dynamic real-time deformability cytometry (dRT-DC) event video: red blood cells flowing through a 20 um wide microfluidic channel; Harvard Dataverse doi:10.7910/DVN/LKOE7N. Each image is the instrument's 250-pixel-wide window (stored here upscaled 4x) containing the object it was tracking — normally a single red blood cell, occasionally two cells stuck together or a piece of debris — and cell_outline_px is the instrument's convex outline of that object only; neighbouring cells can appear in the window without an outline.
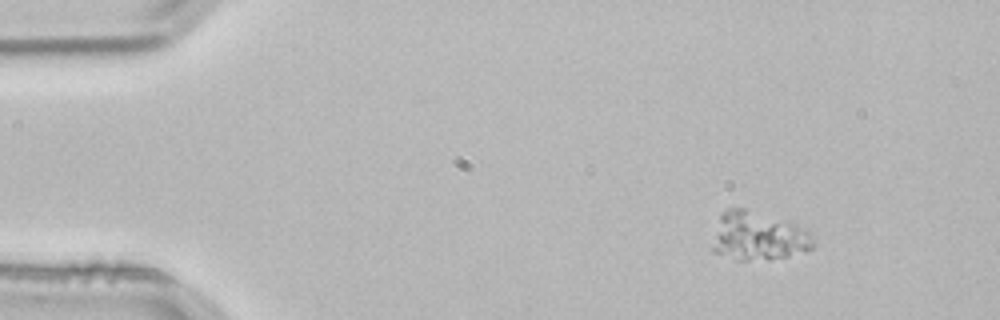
{"species": "common noctule bat (a hibernating species)", "species_latin": "Nyctalus noctula", "temperature_condition": "room temperature", "stored_images_in_passage": 2, "camera_frame_rate_fps": 3000, "um_per_image_px": 0.085, "animal": {"sex": "male", "body_mass_g": 21.5, "forearm_length_mm": 52.0}, "frame": {"image": 1, "passage_image": 1, "time_ms": 0.0, "image_size_px": [1000, 320], "cell_outline_px": [[812, 248], [804, 252], [788, 256], [768, 260], [736, 260], [712, 252], [712, 248], [720, 216], [728, 208], [744, 208], [784, 220], [796, 224], [808, 232], [812, 236]], "centroid_in_image_um": [64.44, 20.1], "position_along_channel_um": 20.6, "area_um2": 28.26}}